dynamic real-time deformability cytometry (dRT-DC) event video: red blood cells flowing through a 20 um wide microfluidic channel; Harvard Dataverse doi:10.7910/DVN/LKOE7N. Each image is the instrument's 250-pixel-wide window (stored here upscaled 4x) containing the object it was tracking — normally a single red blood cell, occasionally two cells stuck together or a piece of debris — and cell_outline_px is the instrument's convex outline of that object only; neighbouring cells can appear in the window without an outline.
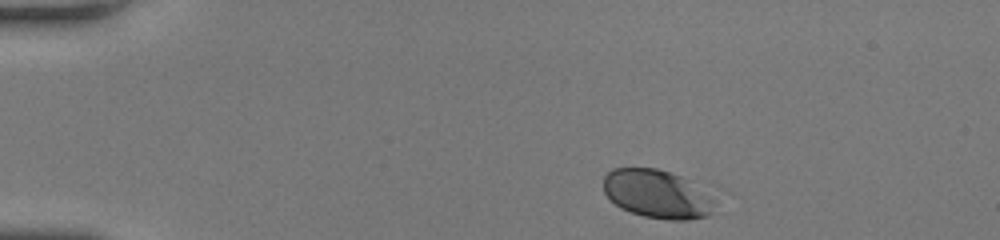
{"species": "human", "species_latin": "Homo sapiens", "temperature_condition": "room temperature", "stored_images_in_passage": 45, "camera_frame_rate_fps": 3000, "um_per_image_px": 0.085, "donor": {"sex": "female"}, "frame": {"image": 1, "passage_image": 1, "time_ms": 0.0, "image_size_px": [1000, 240], "cell_outline_px": [[712, 212], [708, 216], [688, 220], [672, 220], [644, 216], [620, 208], [604, 192], [604, 176], [612, 168], [656, 168], [680, 176], [708, 196], [712, 200]], "centroid_in_image_um": [55.78, 16.5], "position_along_channel_um": 29.2, "area_um2": 30.58}}
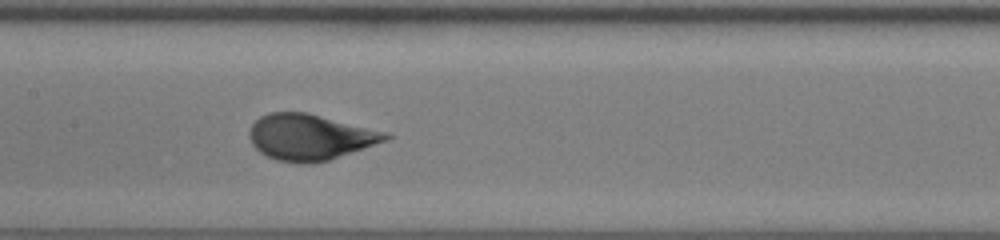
{"frame": {"image": 2, "passage_image": 19, "time_ms": 6.0, "image_size_px": [1000, 240], "cell_outline_px": [[392, 136], [388, 140], [328, 160], [300, 164], [276, 160], [260, 152], [252, 144], [248, 136], [248, 132], [252, 124], [260, 116], [268, 112], [308, 112], [388, 132]], "centroid_in_image_um": [26.34, 11.64], "position_along_channel_um": 181.1, "area_um2": 36.53}}
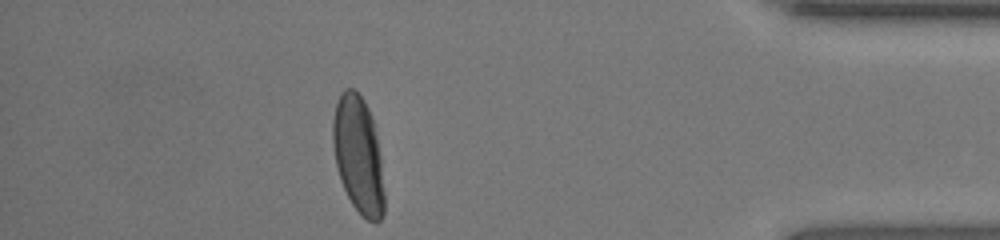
{"frame": {"image": 3, "passage_image": 39, "time_ms": 12.667, "image_size_px": [1000, 240], "cell_outline_px": [[384, 216], [376, 224], [368, 220], [352, 204], [340, 180], [336, 164], [332, 140], [332, 120], [336, 104], [340, 92], [344, 88], [352, 88], [364, 100], [368, 108], [372, 120], [376, 136], [380, 156], [384, 192]], "centroid_in_image_um": [30.44, 13.17], "position_along_channel_um": 404.8, "area_um2": 34.91}}